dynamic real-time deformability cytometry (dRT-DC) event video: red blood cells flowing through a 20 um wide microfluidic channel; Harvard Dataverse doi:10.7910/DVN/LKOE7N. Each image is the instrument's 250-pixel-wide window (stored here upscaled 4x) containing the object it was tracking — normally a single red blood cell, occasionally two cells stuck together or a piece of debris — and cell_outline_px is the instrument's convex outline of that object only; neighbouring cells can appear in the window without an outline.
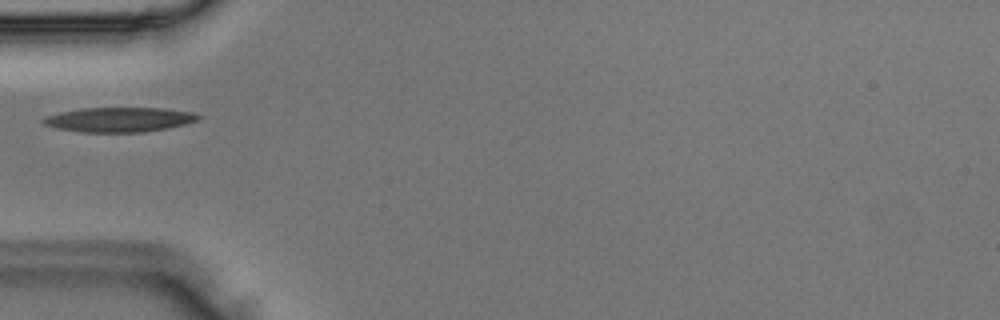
{"species": "Egyptian fruit bat (a non-hibernating species)", "species_latin": "Rousettus aegyptiacus", "temperature_condition": "room temperature", "stored_images_in_passage": 2, "camera_frame_rate_fps": 3000, "um_per_image_px": 0.085, "animal": {"sex": "male"}, "frame": {"image": 1, "passage_image": 2, "time_ms": 0.333, "image_size_px": [1000, 320], "cell_outline_px": [[204, 116], [196, 120], [184, 124], [168, 128], [144, 132], [80, 132], [56, 128], [44, 124], [40, 120], [44, 116], [60, 112], [84, 108], [160, 108], [196, 112]], "centroid_in_image_um": [10.14, 10.16], "position_along_channel_um": 74.9, "area_um2": 22.37}}